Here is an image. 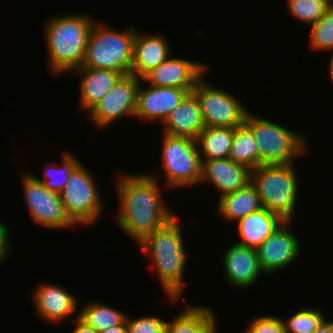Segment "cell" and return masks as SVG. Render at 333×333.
<instances>
[{
	"instance_id": "6da1fadb",
	"label": "cell",
	"mask_w": 333,
	"mask_h": 333,
	"mask_svg": "<svg viewBox=\"0 0 333 333\" xmlns=\"http://www.w3.org/2000/svg\"><path fill=\"white\" fill-rule=\"evenodd\" d=\"M116 183L119 198L116 222L138 244L175 216L165 206L160 183L153 174L128 173L120 175Z\"/></svg>"
},
{
	"instance_id": "7a4b0ae2",
	"label": "cell",
	"mask_w": 333,
	"mask_h": 333,
	"mask_svg": "<svg viewBox=\"0 0 333 333\" xmlns=\"http://www.w3.org/2000/svg\"><path fill=\"white\" fill-rule=\"evenodd\" d=\"M176 215L166 224L139 243L145 256L153 262L151 267L157 272L160 284L169 300L178 302L183 296L184 271L187 252L184 237Z\"/></svg>"
},
{
	"instance_id": "3957f363",
	"label": "cell",
	"mask_w": 333,
	"mask_h": 333,
	"mask_svg": "<svg viewBox=\"0 0 333 333\" xmlns=\"http://www.w3.org/2000/svg\"><path fill=\"white\" fill-rule=\"evenodd\" d=\"M89 15L67 13L48 19L43 32L49 57V69L54 75L67 74L83 64L87 39L94 19ZM67 72V73H66Z\"/></svg>"
},
{
	"instance_id": "277c9868",
	"label": "cell",
	"mask_w": 333,
	"mask_h": 333,
	"mask_svg": "<svg viewBox=\"0 0 333 333\" xmlns=\"http://www.w3.org/2000/svg\"><path fill=\"white\" fill-rule=\"evenodd\" d=\"M136 29L118 31L107 24H93L87 39L81 67L99 68L130 74L133 61V40Z\"/></svg>"
},
{
	"instance_id": "5b68a950",
	"label": "cell",
	"mask_w": 333,
	"mask_h": 333,
	"mask_svg": "<svg viewBox=\"0 0 333 333\" xmlns=\"http://www.w3.org/2000/svg\"><path fill=\"white\" fill-rule=\"evenodd\" d=\"M294 164H262L250 172L263 208L293 221L298 195V177Z\"/></svg>"
},
{
	"instance_id": "8992f818",
	"label": "cell",
	"mask_w": 333,
	"mask_h": 333,
	"mask_svg": "<svg viewBox=\"0 0 333 333\" xmlns=\"http://www.w3.org/2000/svg\"><path fill=\"white\" fill-rule=\"evenodd\" d=\"M244 123L252 130L262 164H292L307 152L306 137L300 133L264 119L246 114Z\"/></svg>"
},
{
	"instance_id": "52a82bcc",
	"label": "cell",
	"mask_w": 333,
	"mask_h": 333,
	"mask_svg": "<svg viewBox=\"0 0 333 333\" xmlns=\"http://www.w3.org/2000/svg\"><path fill=\"white\" fill-rule=\"evenodd\" d=\"M162 167L165 172V187H192L200 183L201 159L197 141L185 136L163 133Z\"/></svg>"
},
{
	"instance_id": "ba28073f",
	"label": "cell",
	"mask_w": 333,
	"mask_h": 333,
	"mask_svg": "<svg viewBox=\"0 0 333 333\" xmlns=\"http://www.w3.org/2000/svg\"><path fill=\"white\" fill-rule=\"evenodd\" d=\"M95 180L91 170L80 162L60 192L65 212L77 226L93 225L103 213V200Z\"/></svg>"
},
{
	"instance_id": "9c48e42d",
	"label": "cell",
	"mask_w": 333,
	"mask_h": 333,
	"mask_svg": "<svg viewBox=\"0 0 333 333\" xmlns=\"http://www.w3.org/2000/svg\"><path fill=\"white\" fill-rule=\"evenodd\" d=\"M201 109L205 127H238L245 121L249 111L230 92L213 87L202 78L193 88Z\"/></svg>"
},
{
	"instance_id": "30bf717a",
	"label": "cell",
	"mask_w": 333,
	"mask_h": 333,
	"mask_svg": "<svg viewBox=\"0 0 333 333\" xmlns=\"http://www.w3.org/2000/svg\"><path fill=\"white\" fill-rule=\"evenodd\" d=\"M21 178L29 215L37 224L48 229L76 228L65 212L60 193L48 190L31 173Z\"/></svg>"
},
{
	"instance_id": "8fae6325",
	"label": "cell",
	"mask_w": 333,
	"mask_h": 333,
	"mask_svg": "<svg viewBox=\"0 0 333 333\" xmlns=\"http://www.w3.org/2000/svg\"><path fill=\"white\" fill-rule=\"evenodd\" d=\"M141 79L133 74L122 75L108 93L88 112L97 128H107L116 119L133 117Z\"/></svg>"
},
{
	"instance_id": "7c38bea8",
	"label": "cell",
	"mask_w": 333,
	"mask_h": 333,
	"mask_svg": "<svg viewBox=\"0 0 333 333\" xmlns=\"http://www.w3.org/2000/svg\"><path fill=\"white\" fill-rule=\"evenodd\" d=\"M292 221H285L256 249L258 263L265 274L289 267L299 257L300 240L290 230Z\"/></svg>"
},
{
	"instance_id": "4fadbf2b",
	"label": "cell",
	"mask_w": 333,
	"mask_h": 333,
	"mask_svg": "<svg viewBox=\"0 0 333 333\" xmlns=\"http://www.w3.org/2000/svg\"><path fill=\"white\" fill-rule=\"evenodd\" d=\"M171 57L170 55L158 67L147 73L142 81L152 86L193 90L204 77L205 71H208V66L200 62Z\"/></svg>"
},
{
	"instance_id": "5bb4252c",
	"label": "cell",
	"mask_w": 333,
	"mask_h": 333,
	"mask_svg": "<svg viewBox=\"0 0 333 333\" xmlns=\"http://www.w3.org/2000/svg\"><path fill=\"white\" fill-rule=\"evenodd\" d=\"M142 79L137 92V106L135 118L143 120L163 122L175 107L192 90L180 89L177 87H159L149 85L143 89Z\"/></svg>"
},
{
	"instance_id": "9a60e30c",
	"label": "cell",
	"mask_w": 333,
	"mask_h": 333,
	"mask_svg": "<svg viewBox=\"0 0 333 333\" xmlns=\"http://www.w3.org/2000/svg\"><path fill=\"white\" fill-rule=\"evenodd\" d=\"M34 292L33 305L40 319L60 324L76 312L78 299L62 286L41 282Z\"/></svg>"
},
{
	"instance_id": "2e32d148",
	"label": "cell",
	"mask_w": 333,
	"mask_h": 333,
	"mask_svg": "<svg viewBox=\"0 0 333 333\" xmlns=\"http://www.w3.org/2000/svg\"><path fill=\"white\" fill-rule=\"evenodd\" d=\"M250 172L251 169L247 166L236 163L230 158L201 159L200 183L210 182L218 189L221 197L250 182Z\"/></svg>"
},
{
	"instance_id": "e0dca14e",
	"label": "cell",
	"mask_w": 333,
	"mask_h": 333,
	"mask_svg": "<svg viewBox=\"0 0 333 333\" xmlns=\"http://www.w3.org/2000/svg\"><path fill=\"white\" fill-rule=\"evenodd\" d=\"M223 257L224 277L232 287L250 288L264 274L258 263L256 249L236 242L225 251Z\"/></svg>"
},
{
	"instance_id": "ac0fdd59",
	"label": "cell",
	"mask_w": 333,
	"mask_h": 333,
	"mask_svg": "<svg viewBox=\"0 0 333 333\" xmlns=\"http://www.w3.org/2000/svg\"><path fill=\"white\" fill-rule=\"evenodd\" d=\"M170 48L165 36L143 34L136 30L130 73L142 79L171 55Z\"/></svg>"
},
{
	"instance_id": "d6986e66",
	"label": "cell",
	"mask_w": 333,
	"mask_h": 333,
	"mask_svg": "<svg viewBox=\"0 0 333 333\" xmlns=\"http://www.w3.org/2000/svg\"><path fill=\"white\" fill-rule=\"evenodd\" d=\"M162 125H164L163 133L172 136H185L196 140L205 127L196 95L189 92Z\"/></svg>"
},
{
	"instance_id": "ffe728a7",
	"label": "cell",
	"mask_w": 333,
	"mask_h": 333,
	"mask_svg": "<svg viewBox=\"0 0 333 333\" xmlns=\"http://www.w3.org/2000/svg\"><path fill=\"white\" fill-rule=\"evenodd\" d=\"M74 71L82 75L79 84L80 101L79 107L87 113L108 93L122 76L120 72L80 67Z\"/></svg>"
},
{
	"instance_id": "44dd1931",
	"label": "cell",
	"mask_w": 333,
	"mask_h": 333,
	"mask_svg": "<svg viewBox=\"0 0 333 333\" xmlns=\"http://www.w3.org/2000/svg\"><path fill=\"white\" fill-rule=\"evenodd\" d=\"M284 222L279 215L261 208L236 222L241 238L237 243L257 249Z\"/></svg>"
},
{
	"instance_id": "7402d4cb",
	"label": "cell",
	"mask_w": 333,
	"mask_h": 333,
	"mask_svg": "<svg viewBox=\"0 0 333 333\" xmlns=\"http://www.w3.org/2000/svg\"><path fill=\"white\" fill-rule=\"evenodd\" d=\"M261 208L263 205L260 196L251 181L244 187L219 197L217 201L219 217L229 223H236Z\"/></svg>"
},
{
	"instance_id": "603a6c76",
	"label": "cell",
	"mask_w": 333,
	"mask_h": 333,
	"mask_svg": "<svg viewBox=\"0 0 333 333\" xmlns=\"http://www.w3.org/2000/svg\"><path fill=\"white\" fill-rule=\"evenodd\" d=\"M216 316L210 307L188 305L166 325V333H216Z\"/></svg>"
},
{
	"instance_id": "cb8c5ba5",
	"label": "cell",
	"mask_w": 333,
	"mask_h": 333,
	"mask_svg": "<svg viewBox=\"0 0 333 333\" xmlns=\"http://www.w3.org/2000/svg\"><path fill=\"white\" fill-rule=\"evenodd\" d=\"M234 131V127H204L196 139L200 159L228 158Z\"/></svg>"
},
{
	"instance_id": "d4e9b609",
	"label": "cell",
	"mask_w": 333,
	"mask_h": 333,
	"mask_svg": "<svg viewBox=\"0 0 333 333\" xmlns=\"http://www.w3.org/2000/svg\"><path fill=\"white\" fill-rule=\"evenodd\" d=\"M93 302H89L79 311L78 318L97 332L125 323L127 314L123 311L100 301Z\"/></svg>"
},
{
	"instance_id": "484cf974",
	"label": "cell",
	"mask_w": 333,
	"mask_h": 333,
	"mask_svg": "<svg viewBox=\"0 0 333 333\" xmlns=\"http://www.w3.org/2000/svg\"><path fill=\"white\" fill-rule=\"evenodd\" d=\"M228 158L236 163L247 166L251 170L260 166V153L257 143L252 130L245 123L235 127Z\"/></svg>"
},
{
	"instance_id": "4316f807",
	"label": "cell",
	"mask_w": 333,
	"mask_h": 333,
	"mask_svg": "<svg viewBox=\"0 0 333 333\" xmlns=\"http://www.w3.org/2000/svg\"><path fill=\"white\" fill-rule=\"evenodd\" d=\"M62 163L54 164L49 162L44 168V179L37 177L35 174L32 175L42 184L51 191L60 193L63 188L68 184L69 176L71 175L74 168L80 163V161L73 156V154L65 152L61 156Z\"/></svg>"
},
{
	"instance_id": "83f0119b",
	"label": "cell",
	"mask_w": 333,
	"mask_h": 333,
	"mask_svg": "<svg viewBox=\"0 0 333 333\" xmlns=\"http://www.w3.org/2000/svg\"><path fill=\"white\" fill-rule=\"evenodd\" d=\"M311 27L310 48L314 51H332L333 53V6Z\"/></svg>"
},
{
	"instance_id": "f1b7e54d",
	"label": "cell",
	"mask_w": 333,
	"mask_h": 333,
	"mask_svg": "<svg viewBox=\"0 0 333 333\" xmlns=\"http://www.w3.org/2000/svg\"><path fill=\"white\" fill-rule=\"evenodd\" d=\"M320 309L307 308L296 311L288 319L283 318L286 333H313L325 319Z\"/></svg>"
},
{
	"instance_id": "f546056e",
	"label": "cell",
	"mask_w": 333,
	"mask_h": 333,
	"mask_svg": "<svg viewBox=\"0 0 333 333\" xmlns=\"http://www.w3.org/2000/svg\"><path fill=\"white\" fill-rule=\"evenodd\" d=\"M289 14L306 25L315 24L330 7L323 0H287Z\"/></svg>"
},
{
	"instance_id": "4dcf8cb0",
	"label": "cell",
	"mask_w": 333,
	"mask_h": 333,
	"mask_svg": "<svg viewBox=\"0 0 333 333\" xmlns=\"http://www.w3.org/2000/svg\"><path fill=\"white\" fill-rule=\"evenodd\" d=\"M125 324L128 333H166L167 321L155 315L136 319L127 315Z\"/></svg>"
},
{
	"instance_id": "1f68e13d",
	"label": "cell",
	"mask_w": 333,
	"mask_h": 333,
	"mask_svg": "<svg viewBox=\"0 0 333 333\" xmlns=\"http://www.w3.org/2000/svg\"><path fill=\"white\" fill-rule=\"evenodd\" d=\"M247 326L245 333H286L282 317L258 316Z\"/></svg>"
},
{
	"instance_id": "d6a6232c",
	"label": "cell",
	"mask_w": 333,
	"mask_h": 333,
	"mask_svg": "<svg viewBox=\"0 0 333 333\" xmlns=\"http://www.w3.org/2000/svg\"><path fill=\"white\" fill-rule=\"evenodd\" d=\"M9 229L10 228L7 227L6 223H3L0 226V264L9 257L10 251L12 250L9 240Z\"/></svg>"
},
{
	"instance_id": "836d02e7",
	"label": "cell",
	"mask_w": 333,
	"mask_h": 333,
	"mask_svg": "<svg viewBox=\"0 0 333 333\" xmlns=\"http://www.w3.org/2000/svg\"><path fill=\"white\" fill-rule=\"evenodd\" d=\"M75 329L72 333H99L95 329H93L91 326H88L85 324L82 320L78 318V314L76 315V318L73 319Z\"/></svg>"
},
{
	"instance_id": "e575fe53",
	"label": "cell",
	"mask_w": 333,
	"mask_h": 333,
	"mask_svg": "<svg viewBox=\"0 0 333 333\" xmlns=\"http://www.w3.org/2000/svg\"><path fill=\"white\" fill-rule=\"evenodd\" d=\"M313 333H333V321L324 319Z\"/></svg>"
},
{
	"instance_id": "d590c367",
	"label": "cell",
	"mask_w": 333,
	"mask_h": 333,
	"mask_svg": "<svg viewBox=\"0 0 333 333\" xmlns=\"http://www.w3.org/2000/svg\"><path fill=\"white\" fill-rule=\"evenodd\" d=\"M99 333H128L126 324L121 326L110 327L106 330L100 331Z\"/></svg>"
},
{
	"instance_id": "8d00e7d4",
	"label": "cell",
	"mask_w": 333,
	"mask_h": 333,
	"mask_svg": "<svg viewBox=\"0 0 333 333\" xmlns=\"http://www.w3.org/2000/svg\"><path fill=\"white\" fill-rule=\"evenodd\" d=\"M330 62H329V68H328V73L330 75V78L332 79V82H333V53H331V56H330Z\"/></svg>"
},
{
	"instance_id": "74e56055",
	"label": "cell",
	"mask_w": 333,
	"mask_h": 333,
	"mask_svg": "<svg viewBox=\"0 0 333 333\" xmlns=\"http://www.w3.org/2000/svg\"><path fill=\"white\" fill-rule=\"evenodd\" d=\"M323 1H325L330 6H333V0H323Z\"/></svg>"
}]
</instances>
